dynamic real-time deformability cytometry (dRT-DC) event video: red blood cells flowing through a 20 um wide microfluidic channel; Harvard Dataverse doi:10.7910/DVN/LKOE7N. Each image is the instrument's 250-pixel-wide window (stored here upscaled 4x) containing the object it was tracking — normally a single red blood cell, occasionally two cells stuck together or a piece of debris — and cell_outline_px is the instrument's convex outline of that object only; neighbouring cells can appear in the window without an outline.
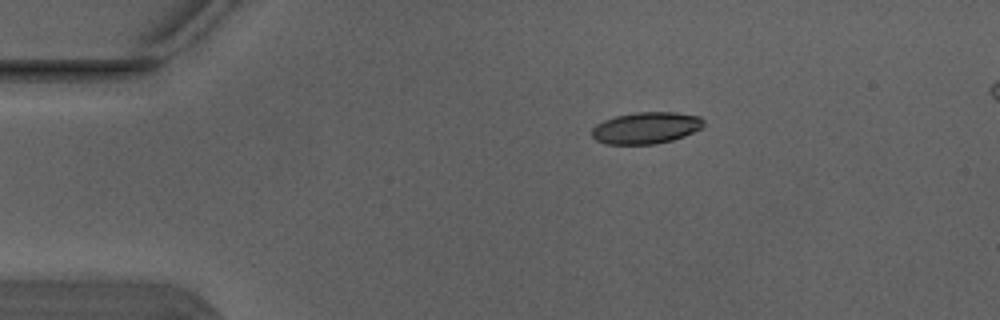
{"species": "Egyptian fruit bat (a non-hibernating species)", "species_latin": "Rousettus aegyptiacus", "temperature_condition": "warm", "stored_images_in_passage": 2, "segment_of_instrument_passage": [1, 2], "camera_frame_rate_fps": 3000, "um_per_image_px": 0.085, "animal": {"sex": "male"}, "frame": {"image": 1, "passage_image": 1, "time_ms": 0.0, "image_size_px": [1000, 320], "cell_outline_px": [[704, 124], [700, 128], [684, 136], [672, 140], [656, 144], [604, 144], [596, 140], [592, 136], [592, 128], [596, 124], [604, 120], [616, 116], [636, 112], [676, 112], [700, 116], [704, 120]], "centroid_in_image_um": [54.9, 10.87], "position_along_channel_um": 30.1, "area_um2": 20.63}}